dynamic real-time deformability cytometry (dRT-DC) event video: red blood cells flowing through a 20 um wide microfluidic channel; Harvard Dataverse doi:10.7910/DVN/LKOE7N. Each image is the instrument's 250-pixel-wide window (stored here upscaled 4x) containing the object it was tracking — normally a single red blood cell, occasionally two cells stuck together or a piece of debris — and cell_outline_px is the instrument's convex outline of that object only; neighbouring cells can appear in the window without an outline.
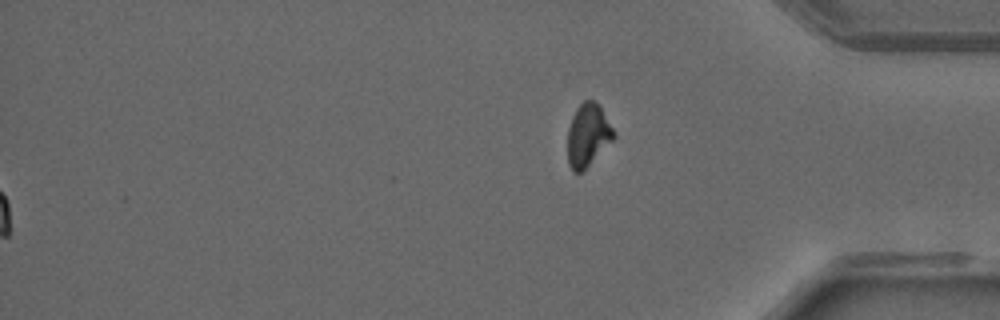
{"species": "common noctule bat (a hibernating species)", "species_latin": "Nyctalus noctula", "temperature_condition": "warm", "stored_images_in_passage": 51, "segment_of_instrument_passage": [2, 2], "camera_frame_rate_fps": 3000, "um_per_image_px": 0.085, "animal": {"sex": "male", "forearm_length_mm": 52.5}, "frame": {"image": 1, "passage_image": 51, "time_ms": 16.667, "image_size_px": [1000, 320], "cell_outline_px": [[616, 136], [580, 172], [572, 172], [568, 164], [568, 128], [572, 116], [576, 108], [584, 100], [592, 100], [600, 104], [616, 132]], "centroid_in_image_um": [49.97, 11.43], "position_along_channel_um": 385.2, "area_um2": 16.76}}